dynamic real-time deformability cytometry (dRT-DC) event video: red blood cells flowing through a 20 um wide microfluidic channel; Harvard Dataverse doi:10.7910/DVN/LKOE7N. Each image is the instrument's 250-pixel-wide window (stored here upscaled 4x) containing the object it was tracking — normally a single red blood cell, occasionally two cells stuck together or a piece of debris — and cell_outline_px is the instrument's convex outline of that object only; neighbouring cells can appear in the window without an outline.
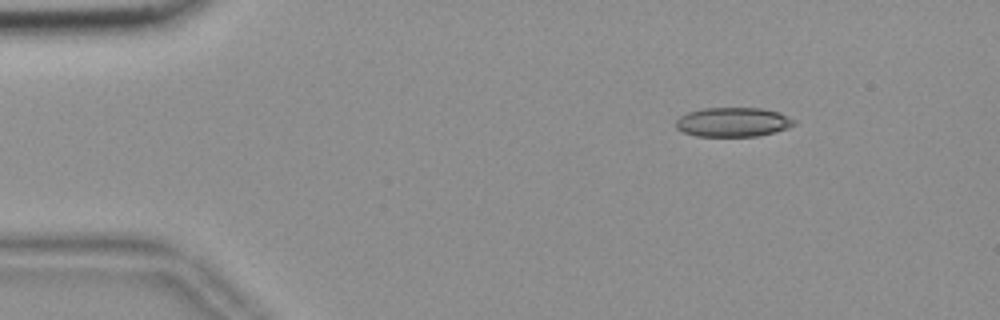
{"species": "common noctule bat (a hibernating species)", "species_latin": "Nyctalus noctula", "temperature_condition": "room temperature", "stored_images_in_passage": 11, "camera_frame_rate_fps": 3000, "um_per_image_px": 0.085, "animal": {"sex": "female", "body_mass_g": 18.4}, "frame": {"image": 1, "passage_image": 1, "time_ms": 0.0, "image_size_px": [1000, 320], "cell_outline_px": [[796, 124], [788, 128], [776, 132], [756, 136], [696, 136], [684, 132], [676, 128], [676, 120], [680, 116], [688, 112], [700, 108], [764, 108], [780, 112], [796, 120]], "centroid_in_image_um": [62.33, 10.37], "position_along_channel_um": 22.7, "area_um2": 20.4}}
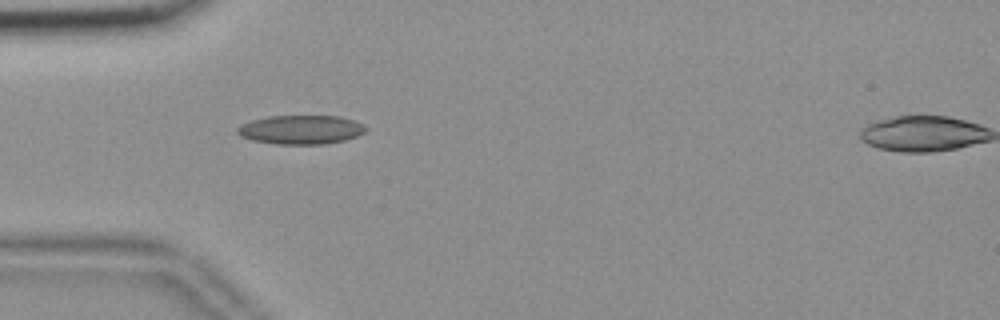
{"frame": {"image": 2, "passage_image": 10, "time_ms": 3.0, "image_size_px": [1000, 320], "cell_outline_px": [[368, 128], [364, 132], [356, 136], [344, 140], [324, 144], [276, 144], [252, 140], [240, 136], [236, 132], [236, 128], [240, 124], [252, 120], [268, 116], [340, 116], [364, 124]], "centroid_in_image_um": [25.55, 11.02], "position_along_channel_um": 59.4, "area_um2": 21.73}}